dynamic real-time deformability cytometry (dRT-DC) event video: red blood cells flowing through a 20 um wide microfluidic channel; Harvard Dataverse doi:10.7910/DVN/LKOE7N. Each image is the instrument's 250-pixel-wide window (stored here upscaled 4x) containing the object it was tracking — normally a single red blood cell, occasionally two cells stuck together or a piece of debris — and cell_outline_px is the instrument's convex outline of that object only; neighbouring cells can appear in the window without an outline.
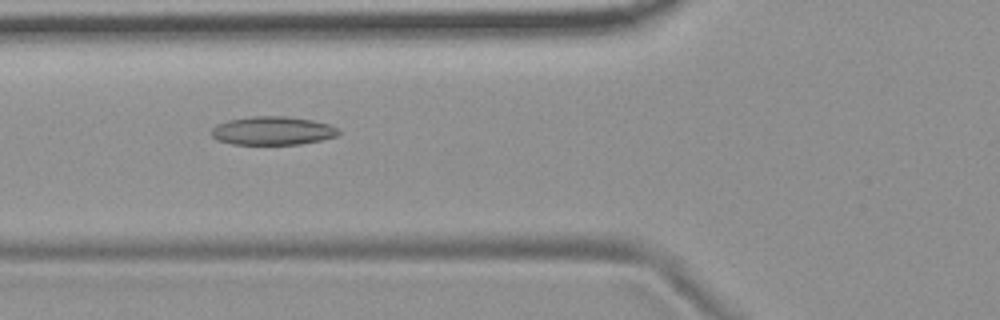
{"species": "common noctule bat (a hibernating species)", "species_latin": "Nyctalus noctula", "temperature_condition": "room temperature", "stored_images_in_passage": 54, "camera_frame_rate_fps": 3000, "um_per_image_px": 0.085, "animal": {"sex": "female", "body_mass_g": 19.9}, "frame": {"image": 1, "passage_image": 20, "time_ms": 6.333, "image_size_px": [1000, 320], "cell_outline_px": [[340, 132], [336, 136], [320, 140], [300, 144], [232, 144], [216, 140], [212, 136], [212, 128], [216, 124], [228, 120], [252, 116], [284, 116], [312, 120], [328, 124], [340, 128]], "centroid_in_image_um": [23.16, 11.11], "position_along_channel_um": 102.6, "area_um2": 21.1}}
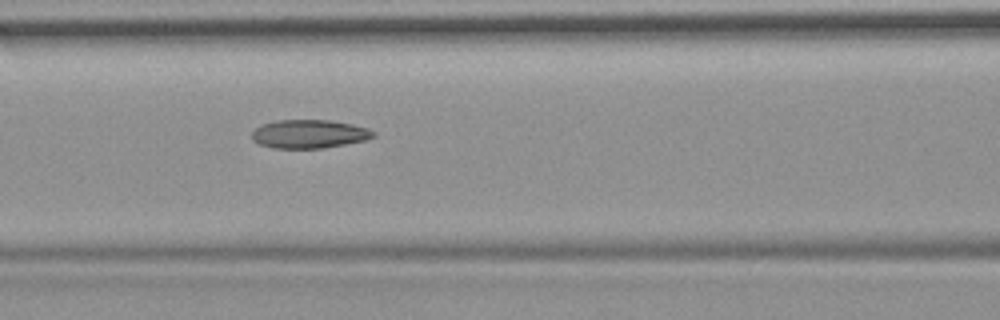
{"frame": {"image": 2, "passage_image": 23, "time_ms": 7.333, "image_size_px": [1000, 320], "cell_outline_px": [[376, 136], [368, 140], [324, 148], [272, 148], [260, 144], [252, 140], [252, 132], [256, 128], [264, 124], [276, 120], [332, 120], [352, 124], [368, 128], [376, 132]], "centroid_in_image_um": [26.33, 11.39], "position_along_channel_um": 140.3, "area_um2": 20.35}}
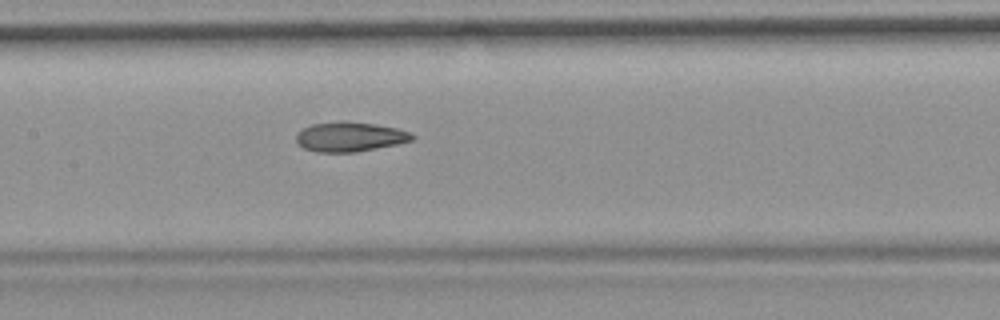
{"frame": {"image": 3, "passage_image": 26, "time_ms": 8.333, "image_size_px": [1000, 320], "cell_outline_px": [[416, 136], [412, 140], [396, 144], [356, 152], [316, 152], [304, 148], [296, 140], [296, 132], [312, 124], [340, 120], [344, 120], [376, 124], [396, 128], [412, 132]], "centroid_in_image_um": [29.74, 11.61], "position_along_channel_um": 177.7, "area_um2": 20.17}, "authors_computed_cell_mechanics": {"area_um2": 20.808, "velocity_mm_per_s": 3.7356, "shape_relaxation_time_tau1_ms": null, "shape_relaxation_time_tau2_ms": 3.5436, "deformation_change_tau1": null, "deformation_change_tau2": 0.1018}}